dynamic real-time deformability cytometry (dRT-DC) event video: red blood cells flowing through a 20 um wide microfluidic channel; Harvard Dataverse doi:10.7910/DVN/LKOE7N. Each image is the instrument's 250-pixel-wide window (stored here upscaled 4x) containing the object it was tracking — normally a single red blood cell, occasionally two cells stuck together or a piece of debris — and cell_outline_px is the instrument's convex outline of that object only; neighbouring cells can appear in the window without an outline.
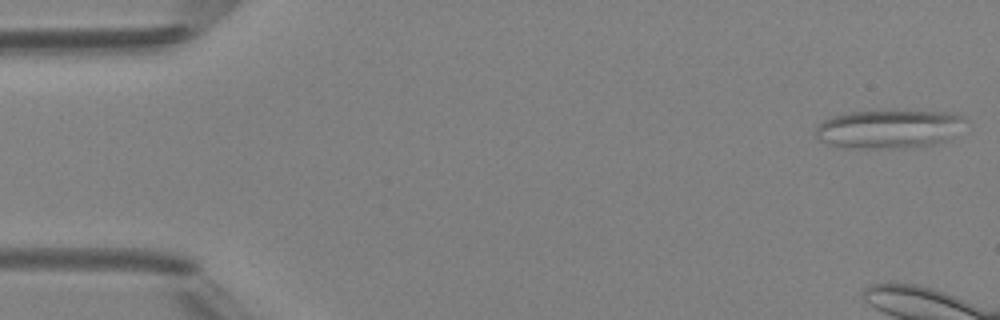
{"species": "Egyptian fruit bat (a non-hibernating species)", "species_latin": "Rousettus aegyptiacus", "temperature_condition": "room temperature", "stored_images_in_passage": 4, "camera_frame_rate_fps": 3000, "um_per_image_px": 0.085, "animal": {"sex": "female"}, "frame": {"image": 1, "passage_image": 1, "time_ms": 0.0, "image_size_px": [1000, 320], "cell_outline_px": [[968, 120], [952, 140], [936, 144], [904, 148], [840, 148], [828, 144], [820, 140], [816, 136], [816, 124], [832, 116], [848, 112], [888, 108], [956, 112], [964, 116]], "centroid_in_image_um": [75.64, 10.92], "position_along_channel_um": 9.4, "area_um2": 35.6}}